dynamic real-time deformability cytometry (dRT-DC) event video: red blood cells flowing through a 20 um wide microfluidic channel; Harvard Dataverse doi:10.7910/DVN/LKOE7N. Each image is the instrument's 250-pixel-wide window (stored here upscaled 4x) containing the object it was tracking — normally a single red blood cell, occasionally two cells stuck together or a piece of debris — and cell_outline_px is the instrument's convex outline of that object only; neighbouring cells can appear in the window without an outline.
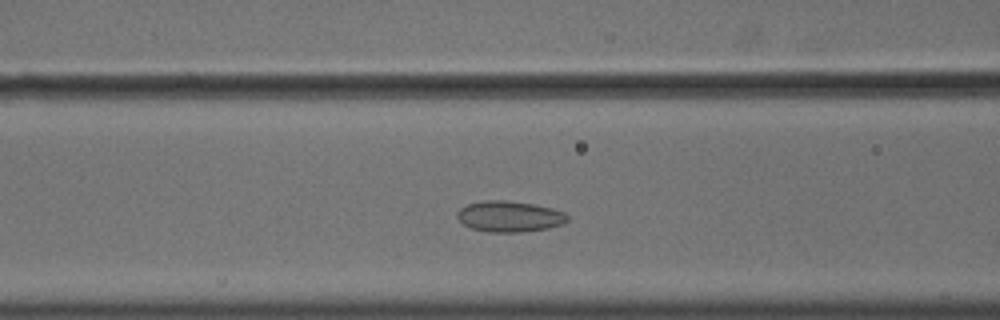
{"species": "common noctule bat (a hibernating species)", "species_latin": "Nyctalus noctula", "temperature_condition": "cold", "stored_images_in_passage": 48, "camera_frame_rate_fps": 3000, "um_per_image_px": 0.085, "animal": {"sex": "male", "body_mass_g": 18.8}, "frame": {"image": 1, "passage_image": 15, "time_ms": 4.667, "image_size_px": [1000, 320], "cell_outline_px": [[568, 220], [564, 224], [548, 228], [524, 232], [488, 232], [472, 228], [464, 224], [456, 216], [456, 212], [460, 208], [468, 204], [484, 200], [508, 200], [532, 204], [552, 208], [564, 212], [568, 216]], "centroid_in_image_um": [43.31, 18.4], "position_along_channel_um": 123.3, "area_um2": 19.94}}
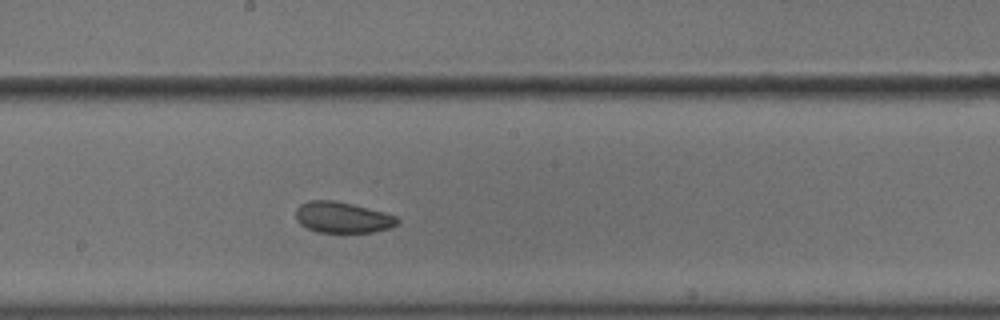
{"frame": {"image": 2, "passage_image": 23, "time_ms": 7.333, "image_size_px": [1000, 320], "cell_outline_px": [[400, 220], [392, 228], [372, 232], [320, 232], [308, 228], [300, 224], [296, 220], [296, 208], [300, 204], [308, 200], [336, 200], [384, 212], [396, 216]], "centroid_in_image_um": [29.11, 18.47], "position_along_channel_um": 219.1, "area_um2": 18.38}}
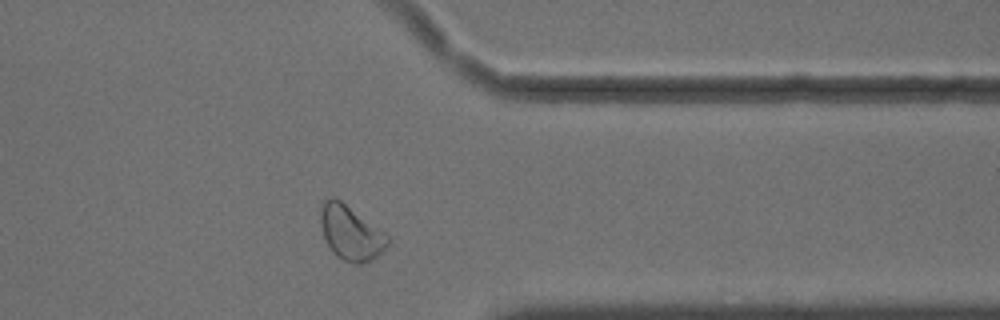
{"frame": {"image": 3, "passage_image": 37, "time_ms": 12.0, "image_size_px": [1000, 320], "cell_outline_px": [[388, 244], [372, 260], [360, 264], [352, 264], [336, 256], [332, 252], [324, 240], [320, 224], [320, 208], [324, 200], [332, 196], [340, 200], [388, 236]], "centroid_in_image_um": [29.74, 19.8], "position_along_channel_um": 381.7, "area_um2": 21.04}, "authors_computed_cell_mechanics": {"area_um2": 20.4612, "velocity_mm_per_s": 3.5889, "shape_relaxation_time_tau1_ms": null, "shape_relaxation_time_tau2_ms": 2.5546, "deformation_change_tau1": null, "deformation_change_tau2": 0.0678}}